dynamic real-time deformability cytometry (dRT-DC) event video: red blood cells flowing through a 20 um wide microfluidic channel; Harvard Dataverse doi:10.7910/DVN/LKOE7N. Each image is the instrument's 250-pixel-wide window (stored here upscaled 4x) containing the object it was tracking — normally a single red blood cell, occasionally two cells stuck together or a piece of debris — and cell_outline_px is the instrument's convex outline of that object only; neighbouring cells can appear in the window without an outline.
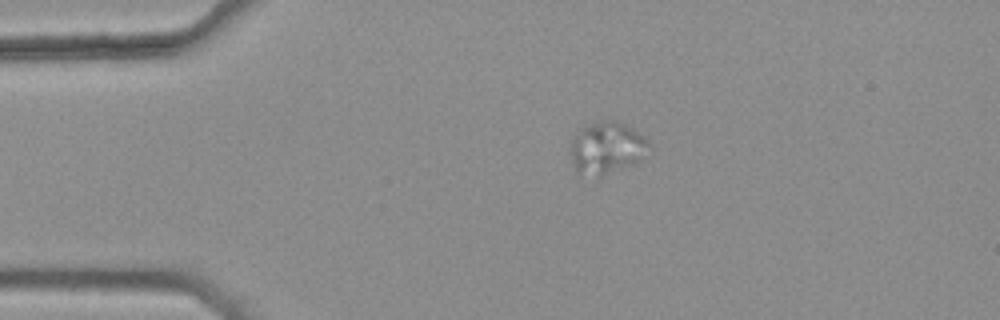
{"species": "common noctule bat (a hibernating species)", "species_latin": "Nyctalus noctula", "temperature_condition": "warm", "stored_images_in_passage": 21, "camera_frame_rate_fps": 3000, "um_per_image_px": 0.085, "animal": {"sex": "female", "body_mass_g": 25.1}, "frame": {"image": 1, "passage_image": 1, "time_ms": 0.0, "image_size_px": [1000, 320], "cell_outline_px": [[648, 144], [640, 160], [632, 164], [600, 176], [576, 172], [572, 164], [568, 152], [568, 144], [572, 136], [580, 128], [604, 120], [616, 120], [624, 124], [644, 136], [648, 140]], "centroid_in_image_um": [51.47, 12.55], "position_along_channel_um": 33.5, "area_um2": 23.64}}